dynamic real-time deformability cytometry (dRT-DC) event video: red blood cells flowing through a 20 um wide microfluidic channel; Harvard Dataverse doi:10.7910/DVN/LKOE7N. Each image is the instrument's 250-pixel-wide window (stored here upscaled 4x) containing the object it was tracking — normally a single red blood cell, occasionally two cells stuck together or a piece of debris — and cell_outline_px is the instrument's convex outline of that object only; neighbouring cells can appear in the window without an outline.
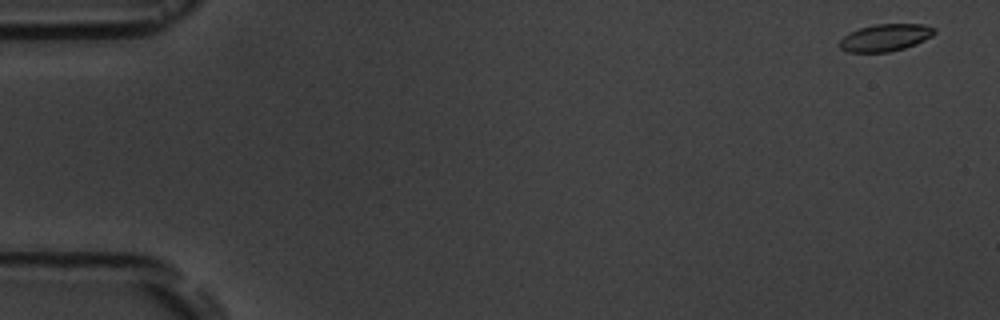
{"species": "common noctule bat (a hibernating species)", "species_latin": "Nyctalus noctula", "temperature_condition": "room temperature", "stored_images_in_passage": 4, "camera_frame_rate_fps": 3000, "um_per_image_px": 0.085, "animal": {"sex": "male", "body_mass_g": 19.5, "forearm_length_mm": 54.6}, "frame": {"image": 1, "passage_image": 1, "time_ms": 0.0, "image_size_px": [1000, 320], "cell_outline_px": [[936, 32], [932, 36], [916, 44], [904, 48], [888, 52], [848, 52], [840, 48], [840, 40], [848, 32], [860, 28], [876, 24], [924, 24], [936, 28]], "centroid_in_image_um": [75.27, 3.19], "position_along_channel_um": 9.7, "area_um2": 15.03}}